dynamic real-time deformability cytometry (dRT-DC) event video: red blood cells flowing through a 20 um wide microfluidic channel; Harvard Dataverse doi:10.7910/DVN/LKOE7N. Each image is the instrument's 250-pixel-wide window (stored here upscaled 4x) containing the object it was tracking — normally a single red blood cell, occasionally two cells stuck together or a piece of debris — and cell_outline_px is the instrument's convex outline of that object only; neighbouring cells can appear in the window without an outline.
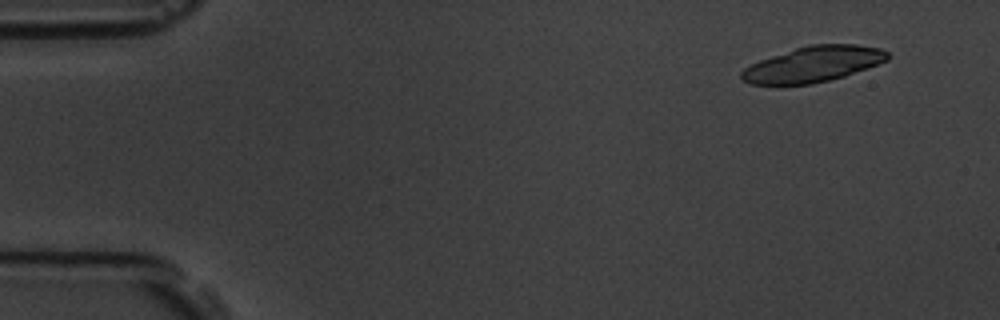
{"species": "common noctule bat (a hibernating species)", "species_latin": "Nyctalus noctula", "temperature_condition": "room temperature", "stored_images_in_passage": 5, "camera_frame_rate_fps": 3000, "um_per_image_px": 0.085, "animal": {"sex": "male", "body_mass_g": 19.5, "forearm_length_mm": 54.6}, "frame": {"image": 1, "passage_image": 1, "time_ms": 0.0, "image_size_px": [1000, 320], "cell_outline_px": [[892, 56], [888, 60], [844, 76], [812, 84], [752, 84], [740, 80], [740, 72], [744, 68], [760, 60], [808, 44], [856, 44], [880, 48], [888, 52]], "centroid_in_image_um": [69.13, 5.45], "position_along_channel_um": 15.9, "area_um2": 30.17}}
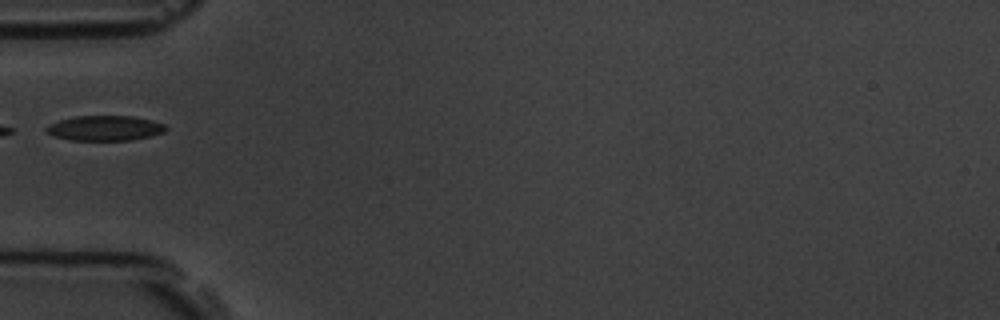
{"frame": {"image": 2, "passage_image": 5, "time_ms": 4.667, "image_size_px": [1000, 320], "cell_outline_px": [[168, 128], [164, 132], [152, 136], [132, 140], [72, 140], [56, 136], [44, 132], [44, 128], [48, 124], [60, 120], [76, 116], [132, 116], [152, 120], [164, 124]], "centroid_in_image_um": [8.92, 10.89], "position_along_channel_um": 76.1, "area_um2": 17.51}}